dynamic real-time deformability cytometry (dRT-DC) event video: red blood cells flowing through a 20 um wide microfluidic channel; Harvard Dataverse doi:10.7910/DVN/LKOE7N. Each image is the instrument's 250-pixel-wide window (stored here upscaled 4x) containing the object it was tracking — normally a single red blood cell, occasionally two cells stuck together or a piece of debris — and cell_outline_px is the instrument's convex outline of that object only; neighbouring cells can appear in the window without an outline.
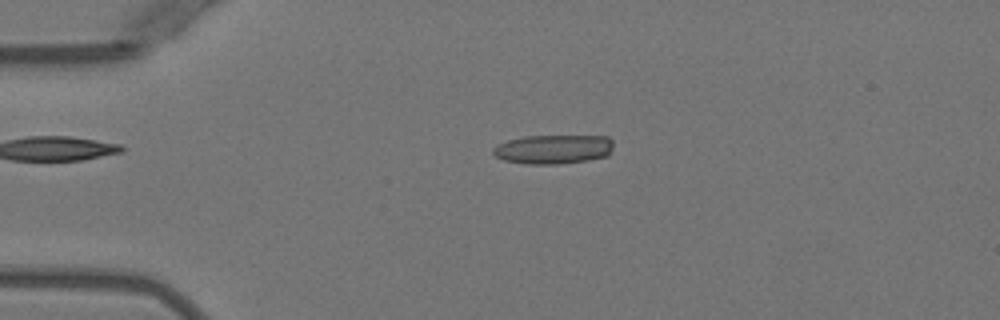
{"species": "Egyptian fruit bat (a non-hibernating species)", "species_latin": "Rousettus aegyptiacus", "temperature_condition": "warm", "stored_images_in_passage": 4, "camera_frame_rate_fps": 3000, "um_per_image_px": 0.085, "animal": {"sex": "female"}, "frame": {"image": 1, "passage_image": 3, "time_ms": 2.667, "image_size_px": [1000, 320], "cell_outline_px": [[612, 152], [608, 156], [588, 160], [556, 164], [528, 164], [504, 160], [496, 156], [492, 152], [492, 148], [496, 144], [508, 140], [524, 136], [608, 136], [612, 140]], "centroid_in_image_um": [47.04, 12.68], "position_along_channel_um": 38.0, "area_um2": 20.58}}